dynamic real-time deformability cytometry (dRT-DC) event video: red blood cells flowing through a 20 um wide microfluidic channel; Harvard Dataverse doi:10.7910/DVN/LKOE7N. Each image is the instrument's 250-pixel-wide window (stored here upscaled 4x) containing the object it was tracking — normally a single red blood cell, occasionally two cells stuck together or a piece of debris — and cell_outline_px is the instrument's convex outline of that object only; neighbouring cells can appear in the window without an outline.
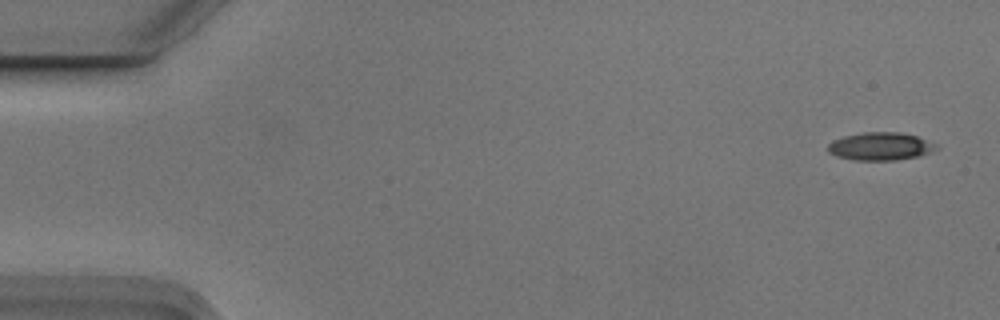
{"species": "Egyptian fruit bat (a non-hibernating species)", "species_latin": "Rousettus aegyptiacus", "temperature_condition": "cold", "stored_images_in_passage": 4, "camera_frame_rate_fps": 3000, "um_per_image_px": 0.085, "animal": {"sex": "male"}, "frame": {"image": 1, "passage_image": 1, "time_ms": 0.0, "image_size_px": [1000, 320], "cell_outline_px": [[936, 148], [920, 156], [896, 160], [852, 160], [836, 156], [828, 152], [828, 144], [832, 140], [844, 136], [864, 132], [900, 132], [916, 136], [936, 144]], "centroid_in_image_um": [74.78, 12.44], "position_along_channel_um": 10.2, "area_um2": 17.51}}
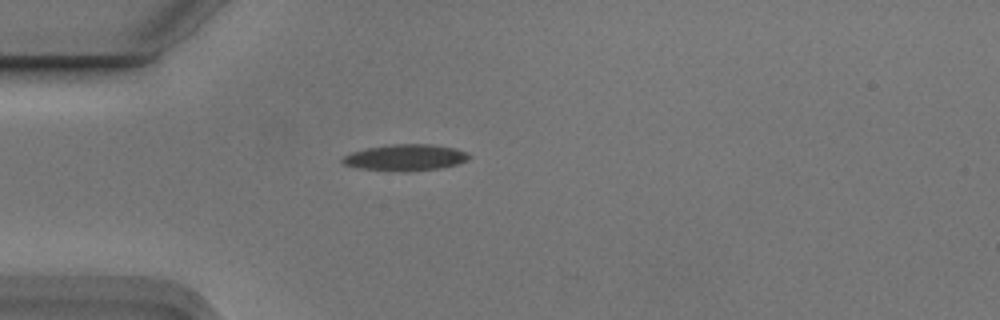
{"frame": {"image": 2, "passage_image": 4, "time_ms": 1.0, "image_size_px": [1000, 320], "cell_outline_px": [[472, 156], [468, 160], [456, 164], [440, 168], [360, 168], [344, 164], [340, 160], [344, 156], [352, 152], [368, 148], [392, 144], [432, 144], [456, 148], [468, 152]], "centroid_in_image_um": [34.54, 13.32], "position_along_channel_um": 50.5, "area_um2": 18.26}}